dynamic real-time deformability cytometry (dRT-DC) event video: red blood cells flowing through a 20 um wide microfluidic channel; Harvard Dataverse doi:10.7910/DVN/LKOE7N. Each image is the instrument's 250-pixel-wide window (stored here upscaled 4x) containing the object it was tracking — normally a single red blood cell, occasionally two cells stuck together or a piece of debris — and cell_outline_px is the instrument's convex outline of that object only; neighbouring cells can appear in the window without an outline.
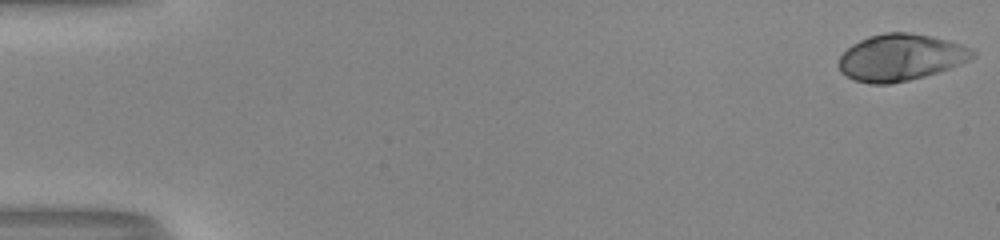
{"species": "human", "species_latin": "Homo sapiens", "temperature_condition": "room temperature", "stored_images_in_passage": 53, "camera_frame_rate_fps": 3000, "um_per_image_px": 0.085, "donor": {"sex": "male"}, "frame": {"image": 1, "passage_image": 1, "time_ms": 0.0, "image_size_px": [1000, 240], "cell_outline_px": [[976, 56], [960, 64], [924, 76], [908, 80], [888, 84], [872, 84], [856, 80], [840, 72], [836, 64], [840, 56], [852, 44], [868, 36], [884, 32], [908, 32], [932, 36], [948, 40], [972, 48], [976, 52]], "centroid_in_image_um": [76.54, 4.87], "position_along_channel_um": 8.5, "area_um2": 36.41}}
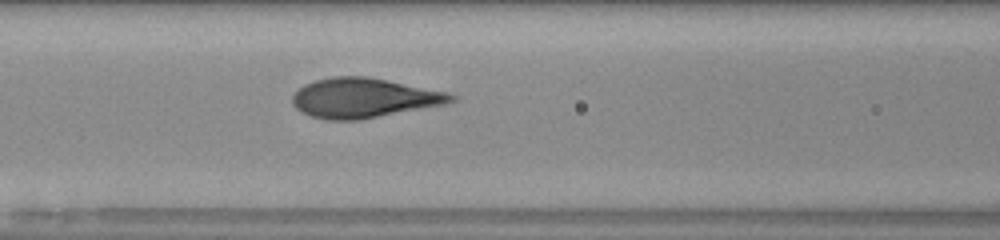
{"frame": {"image": 2, "passage_image": 24, "time_ms": 7.667, "image_size_px": [1000, 240], "cell_outline_px": [[456, 100], [444, 104], [360, 120], [328, 120], [312, 116], [300, 112], [292, 104], [292, 96], [304, 84], [316, 80], [332, 76], [364, 76], [448, 92], [456, 96]], "centroid_in_image_um": [30.89, 8.33], "position_along_channel_um": 135.7, "area_um2": 36.41}}
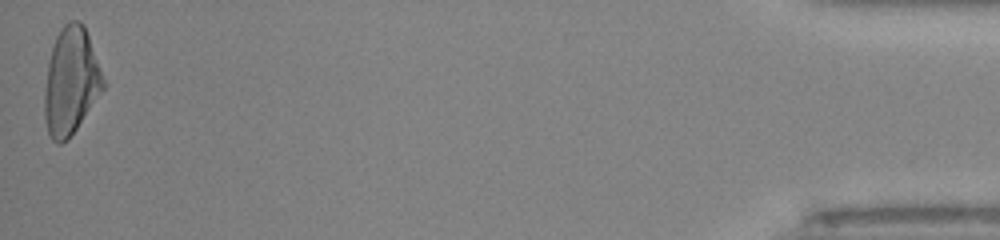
{"frame": {"image": 3, "passage_image": 53, "time_ms": 17.333, "image_size_px": [1000, 240], "cell_outline_px": [[108, 84], [68, 140], [60, 144], [56, 144], [52, 140], [48, 132], [44, 116], [44, 92], [48, 64], [52, 48], [56, 36], [60, 28], [68, 20], [80, 20], [84, 24]], "centroid_in_image_um": [6.06, 6.89], "position_along_channel_um": 429.1, "area_um2": 37.22}}